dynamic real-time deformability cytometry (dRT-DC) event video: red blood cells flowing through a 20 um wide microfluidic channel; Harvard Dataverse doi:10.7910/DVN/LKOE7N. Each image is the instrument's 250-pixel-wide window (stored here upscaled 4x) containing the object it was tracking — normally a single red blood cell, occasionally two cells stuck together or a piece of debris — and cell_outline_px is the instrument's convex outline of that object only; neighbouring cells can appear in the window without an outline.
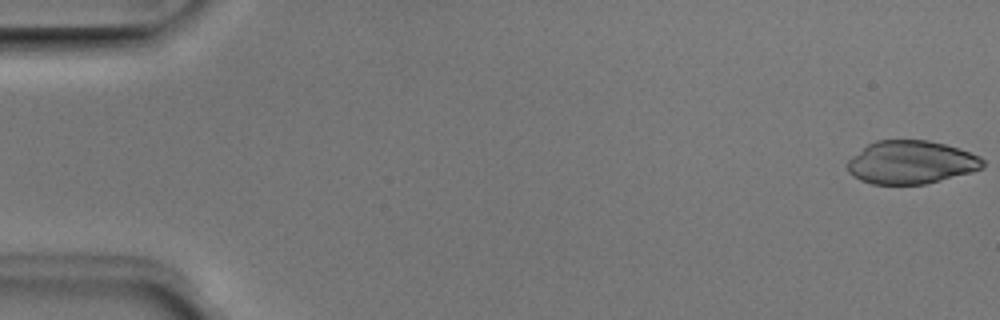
{"species": "Egyptian fruit bat (a non-hibernating species)", "species_latin": "Rousettus aegyptiacus", "temperature_condition": "room temperature", "stored_images_in_passage": 50, "camera_frame_rate_fps": 3000, "um_per_image_px": 0.085, "animal": {"sex": "male"}, "frame": {"image": 1, "passage_image": 1, "time_ms": 0.0, "image_size_px": [1000, 320], "cell_outline_px": [[984, 164], [980, 168], [972, 172], [924, 184], [872, 184], [860, 180], [852, 176], [848, 172], [848, 160], [852, 156], [868, 144], [876, 140], [928, 140], [960, 148], [980, 156], [984, 160]], "centroid_in_image_um": [77.43, 13.79], "position_along_channel_um": 7.6, "area_um2": 34.04}}